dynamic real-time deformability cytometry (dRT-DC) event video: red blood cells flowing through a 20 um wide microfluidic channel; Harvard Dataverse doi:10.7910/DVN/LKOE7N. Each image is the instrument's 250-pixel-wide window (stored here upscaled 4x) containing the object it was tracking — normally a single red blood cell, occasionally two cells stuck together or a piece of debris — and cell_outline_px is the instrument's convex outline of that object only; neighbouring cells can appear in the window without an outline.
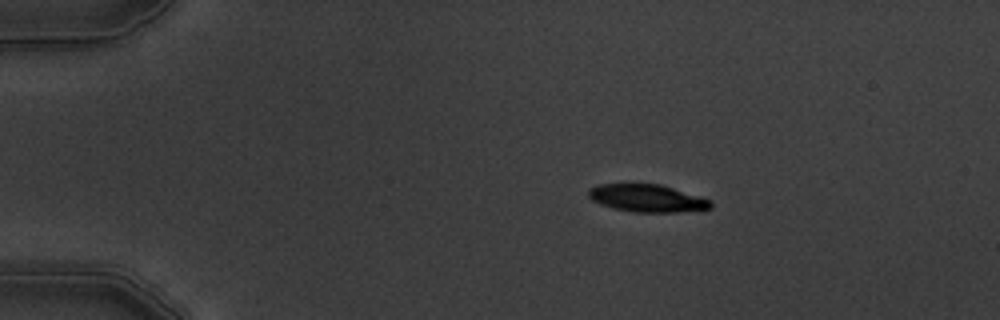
{"species": "common noctule bat (a hibernating species)", "species_latin": "Nyctalus noctula", "temperature_condition": "warm", "stored_images_in_passage": 3, "camera_frame_rate_fps": 3000, "um_per_image_px": 0.085, "animal": {"sex": "male", "body_mass_g": 19.5, "forearm_length_mm": 54.6}, "frame": {"image": 1, "passage_image": 1, "time_ms": 0.0, "image_size_px": [1000, 320], "cell_outline_px": [[712, 208], [676, 212], [632, 212], [612, 208], [600, 204], [592, 200], [588, 196], [588, 188], [600, 184], [660, 184], [712, 200]], "centroid_in_image_um": [54.98, 16.85], "position_along_channel_um": 30.0, "area_um2": 19.59}}